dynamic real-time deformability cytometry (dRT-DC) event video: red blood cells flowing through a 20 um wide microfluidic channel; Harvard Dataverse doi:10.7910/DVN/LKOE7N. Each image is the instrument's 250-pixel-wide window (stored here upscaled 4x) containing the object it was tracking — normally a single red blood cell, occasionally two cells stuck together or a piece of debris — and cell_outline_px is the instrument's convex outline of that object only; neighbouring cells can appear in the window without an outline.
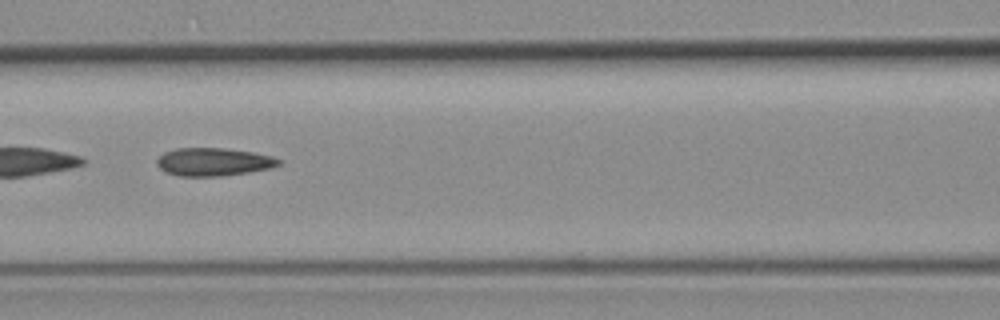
{"species": "common noctule bat (a hibernating species)", "species_latin": "Nyctalus noctula", "temperature_condition": "room temperature", "stored_images_in_passage": 51, "camera_frame_rate_fps": 3000, "um_per_image_px": 0.085, "animal": {"sex": "female", "body_mass_g": 19.3, "forearm_length_mm": 54.1}, "frame": {"image": 1, "passage_image": 20, "time_ms": 6.333, "image_size_px": [1000, 320], "cell_outline_px": [[284, 160], [280, 164], [272, 168], [224, 176], [176, 176], [164, 172], [156, 164], [156, 160], [164, 152], [176, 148], [224, 148], [252, 152], [272, 156]], "centroid_in_image_um": [18.15, 13.76], "position_along_channel_um": 148.5, "area_um2": 20.11}}
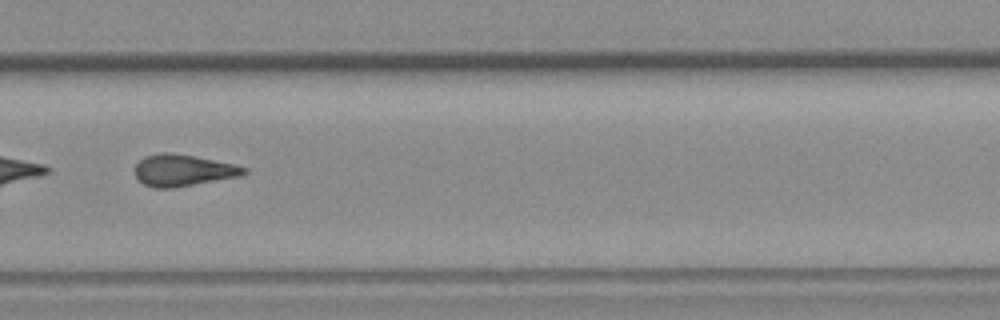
{"frame": {"image": 2, "passage_image": 34, "time_ms": 11.0, "image_size_px": [1000, 320], "cell_outline_px": [[248, 172], [240, 176], [172, 188], [152, 188], [144, 184], [136, 176], [136, 164], [144, 156], [160, 152], [172, 152], [236, 164], [248, 168]], "centroid_in_image_um": [15.57, 14.47], "position_along_channel_um": 314.2, "area_um2": 20.11}, "authors_computed_cell_mechanics": {"area_um2": 20.1144, "velocity_mm_per_s": 3.5666, "shape_relaxation_time_tau1_ms": null, "shape_relaxation_time_tau2_ms": 4.174, "deformation_change_tau1": null, "deformation_change_tau2": 0.1314}}